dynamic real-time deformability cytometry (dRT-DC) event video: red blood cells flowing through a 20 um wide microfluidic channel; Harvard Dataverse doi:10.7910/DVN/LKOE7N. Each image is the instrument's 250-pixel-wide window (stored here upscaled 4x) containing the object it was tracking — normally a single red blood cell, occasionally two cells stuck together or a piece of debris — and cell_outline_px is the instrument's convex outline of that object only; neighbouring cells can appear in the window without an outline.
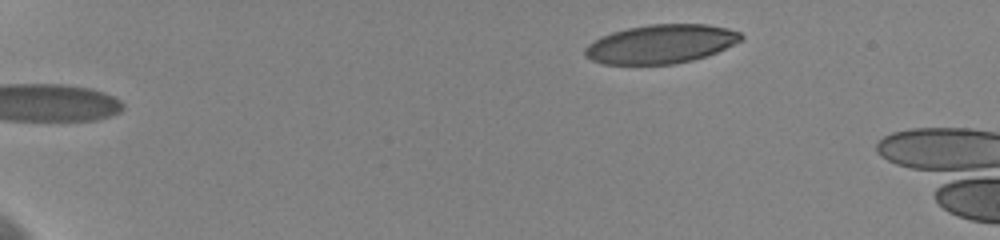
{"species": "human", "species_latin": "Homo sapiens", "temperature_condition": "cold", "stored_images_in_passage": 7, "camera_frame_rate_fps": 3000, "um_per_image_px": 0.085, "donor": {"sex": "female"}, "frame": {"image": 1, "passage_image": 1, "time_ms": 0.0, "image_size_px": [1000, 240], "cell_outline_px": [[744, 36], [740, 40], [708, 56], [692, 60], [672, 64], [600, 64], [584, 56], [584, 48], [588, 44], [600, 36], [612, 32], [628, 28], [648, 24], [708, 24], [728, 28], [740, 32]], "centroid_in_image_um": [56.14, 3.74], "position_along_channel_um": 28.9, "area_um2": 35.37}}